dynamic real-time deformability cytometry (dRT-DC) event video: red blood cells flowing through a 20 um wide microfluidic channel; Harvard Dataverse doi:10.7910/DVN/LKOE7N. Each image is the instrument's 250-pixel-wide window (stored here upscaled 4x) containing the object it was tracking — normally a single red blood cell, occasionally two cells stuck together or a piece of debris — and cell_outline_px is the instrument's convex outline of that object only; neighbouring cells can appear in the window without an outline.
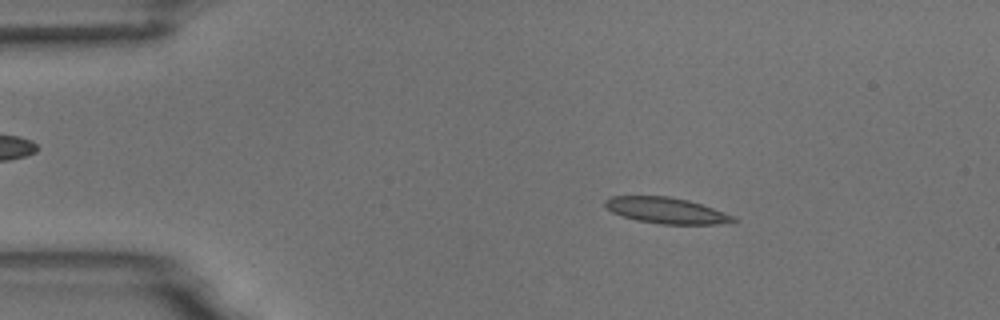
{"species": "common noctule bat (a hibernating species)", "species_latin": "Nyctalus noctula", "temperature_condition": "room temperature", "stored_images_in_passage": 54, "camera_frame_rate_fps": 3000, "um_per_image_px": 0.085, "animal": {"sex": "male", "body_mass_g": 18.8}, "frame": {"image": 1, "passage_image": 9, "time_ms": 2.667, "image_size_px": [1000, 320], "cell_outline_px": [[736, 220], [716, 224], [660, 224], [636, 220], [612, 212], [604, 204], [604, 200], [612, 196], [668, 196], [688, 200], [736, 216]], "centroid_in_image_um": [56.61, 17.88], "position_along_channel_um": 28.4, "area_um2": 19.19}}
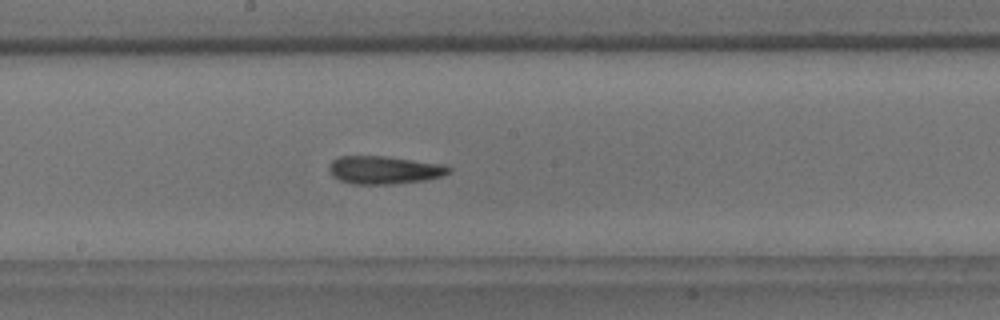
{"frame": {"image": 2, "passage_image": 29, "time_ms": 9.333, "image_size_px": [1000, 320], "cell_outline_px": [[452, 172], [444, 176], [428, 180], [388, 184], [352, 184], [340, 180], [332, 176], [328, 168], [332, 160], [340, 156], [384, 156], [444, 164], [452, 168]], "centroid_in_image_um": [32.7, 14.45], "position_along_channel_um": 215.5, "area_um2": 19.71}}
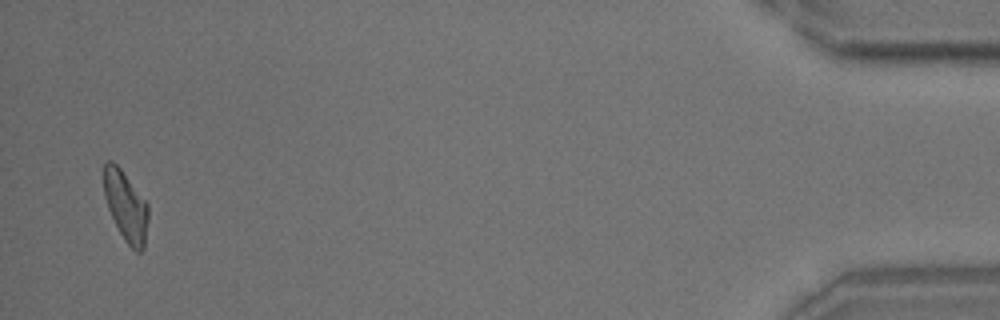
{"frame": {"image": 3, "passage_image": 53, "time_ms": 17.333, "image_size_px": [1000, 320], "cell_outline_px": [[148, 220], [144, 248], [140, 252], [136, 252], [124, 240], [108, 208], [104, 196], [104, 164], [108, 160], [112, 160], [120, 168], [148, 204]], "centroid_in_image_um": [10.7, 17.53], "position_along_channel_um": 424.5, "area_um2": 17.92}, "authors_computed_cell_mechanics": {"area_um2": 19.2474, "velocity_mm_per_s": 3.6646, "shape_relaxation_time_tau1_ms": null, "shape_relaxation_time_tau2_ms": 7.1702, "deformation_change_tau1": null, "deformation_change_tau2": 0.1524}}